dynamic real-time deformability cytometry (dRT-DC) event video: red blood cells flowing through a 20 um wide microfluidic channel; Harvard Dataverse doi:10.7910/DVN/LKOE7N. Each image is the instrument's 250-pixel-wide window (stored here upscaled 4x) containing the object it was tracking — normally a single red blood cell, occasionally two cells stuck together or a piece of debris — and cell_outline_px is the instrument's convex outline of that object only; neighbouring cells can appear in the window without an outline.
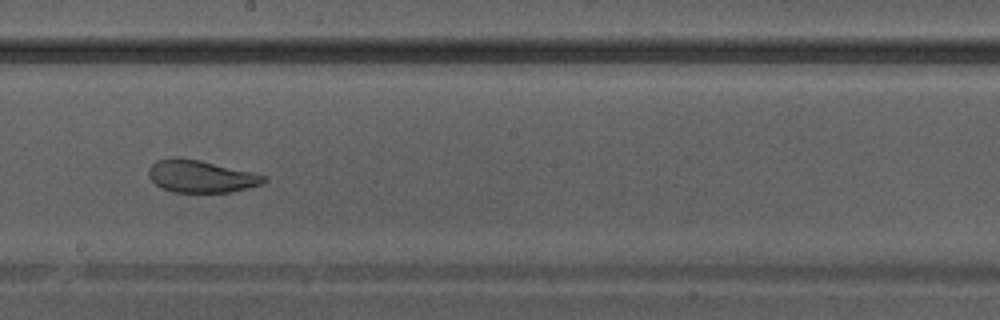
{"species": "Egyptian fruit bat (a non-hibernating species)", "species_latin": "Rousettus aegyptiacus", "temperature_condition": "warm", "stored_images_in_passage": 41, "camera_frame_rate_fps": 3000, "um_per_image_px": 0.085, "animal": {"sex": "male"}, "frame": {"image": 1, "passage_image": 24, "time_ms": 7.667, "image_size_px": [1000, 320], "cell_outline_px": [[268, 180], [264, 184], [232, 192], [172, 192], [156, 184], [148, 176], [148, 168], [156, 160], [176, 156], [200, 160], [252, 172], [268, 176]], "centroid_in_image_um": [17.1, 14.98], "position_along_channel_um": 231.1, "area_um2": 21.91}}